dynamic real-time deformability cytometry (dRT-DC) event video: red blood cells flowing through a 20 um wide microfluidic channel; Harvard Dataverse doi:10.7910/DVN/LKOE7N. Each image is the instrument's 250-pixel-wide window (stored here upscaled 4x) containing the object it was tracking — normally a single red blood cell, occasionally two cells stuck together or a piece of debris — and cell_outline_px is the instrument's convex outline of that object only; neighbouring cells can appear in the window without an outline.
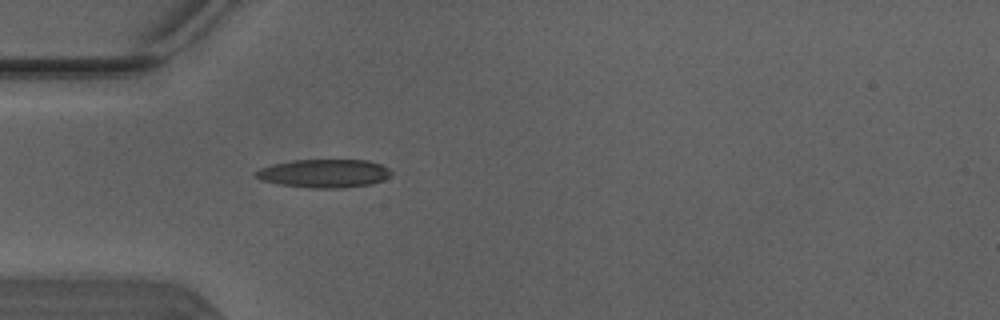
{"species": "Egyptian fruit bat (a non-hibernating species)", "species_latin": "Rousettus aegyptiacus", "temperature_condition": "warm", "stored_images_in_passage": 1, "camera_frame_rate_fps": 3000, "um_per_image_px": 0.085, "animal": {"sex": "male"}, "frame": {"image": 1, "passage_image": 1, "time_ms": 0.0, "image_size_px": [1000, 320], "cell_outline_px": [[392, 172], [384, 180], [372, 184], [344, 188], [308, 188], [280, 184], [260, 180], [256, 176], [256, 172], [260, 168], [272, 164], [292, 160], [368, 160], [380, 164], [388, 168]], "centroid_in_image_um": [27.56, 14.74], "position_along_channel_um": 57.4, "area_um2": 22.43}}